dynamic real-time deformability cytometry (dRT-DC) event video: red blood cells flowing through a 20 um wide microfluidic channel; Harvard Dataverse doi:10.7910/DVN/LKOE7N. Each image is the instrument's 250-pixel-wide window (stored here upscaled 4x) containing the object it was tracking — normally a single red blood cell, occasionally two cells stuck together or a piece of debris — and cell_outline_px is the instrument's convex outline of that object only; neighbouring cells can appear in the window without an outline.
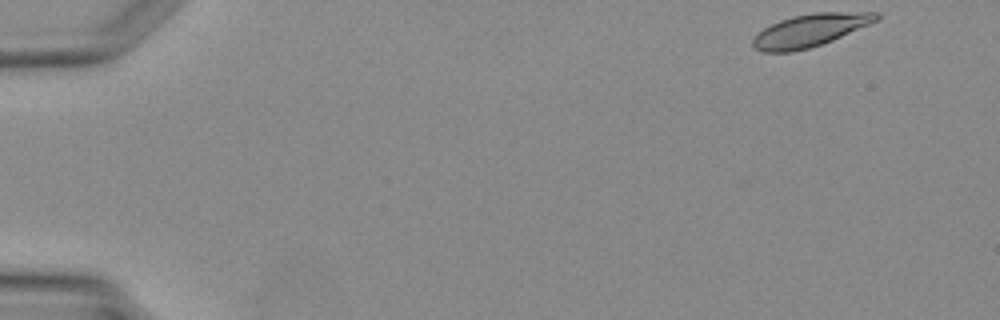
{"species": "Egyptian fruit bat (a non-hibernating species)", "species_latin": "Rousettus aegyptiacus", "temperature_condition": "warm", "stored_images_in_passage": 4, "camera_frame_rate_fps": 3000, "um_per_image_px": 0.085, "animal": {"sex": "female"}, "frame": {"image": 1, "passage_image": 1, "time_ms": 0.0, "image_size_px": [1000, 320], "cell_outline_px": [[880, 16], [876, 20], [868, 24], [832, 40], [808, 48], [792, 52], [764, 52], [752, 48], [752, 40], [756, 32], [780, 20], [792, 16], [812, 12], [876, 12]], "centroid_in_image_um": [68.77, 2.58], "position_along_channel_um": 16.2, "area_um2": 23.29}}